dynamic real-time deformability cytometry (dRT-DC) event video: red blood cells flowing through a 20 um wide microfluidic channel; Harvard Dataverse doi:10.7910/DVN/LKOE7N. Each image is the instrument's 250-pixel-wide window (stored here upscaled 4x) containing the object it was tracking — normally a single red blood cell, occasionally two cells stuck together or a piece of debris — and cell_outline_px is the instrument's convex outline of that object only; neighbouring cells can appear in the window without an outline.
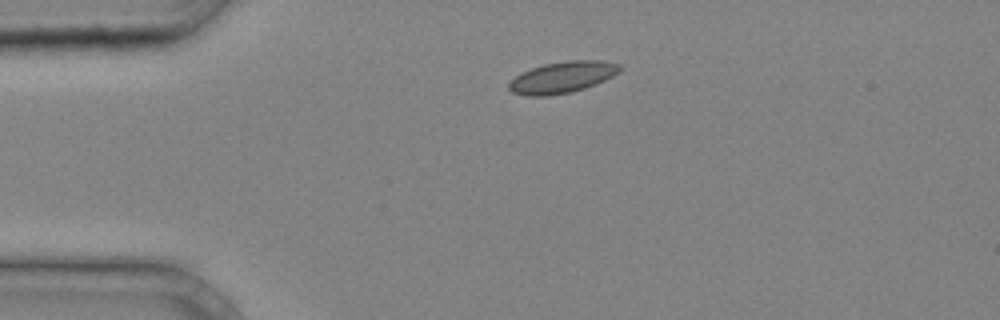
{"species": "common noctule bat (a hibernating species)", "species_latin": "Nyctalus noctula", "temperature_condition": "cold", "stored_images_in_passage": 12, "camera_frame_rate_fps": 3000, "um_per_image_px": 0.085, "animal": {"sex": "male", "body_mass_g": 20.4}, "frame": {"image": 1, "passage_image": 1, "time_ms": 0.0, "image_size_px": [1000, 320], "cell_outline_px": [[624, 68], [620, 72], [596, 84], [572, 92], [548, 96], [528, 96], [512, 92], [508, 88], [508, 84], [516, 76], [532, 68], [544, 64], [568, 60], [600, 60], [620, 64]], "centroid_in_image_um": [47.84, 6.56], "position_along_channel_um": 37.2, "area_um2": 20.29}}
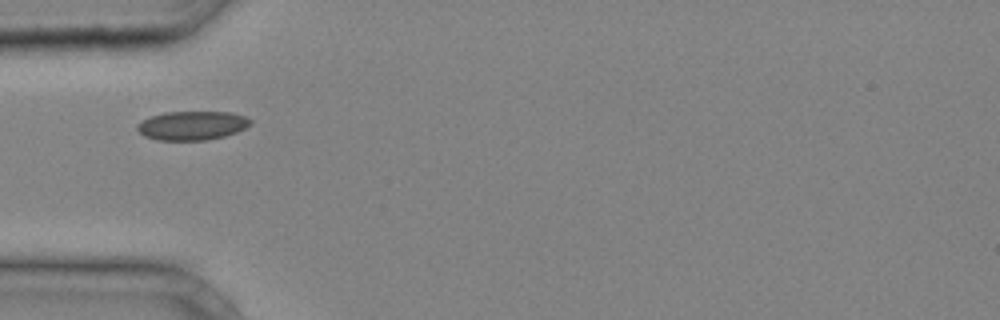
{"frame": {"image": 2, "passage_image": 5, "time_ms": 1.333, "image_size_px": [1000, 320], "cell_outline_px": [[252, 124], [236, 132], [224, 136], [208, 140], [156, 140], [144, 136], [136, 128], [136, 124], [152, 116], [164, 112], [232, 112], [244, 116], [252, 120]], "centroid_in_image_um": [16.33, 10.67], "position_along_channel_um": 68.7, "area_um2": 19.07}}
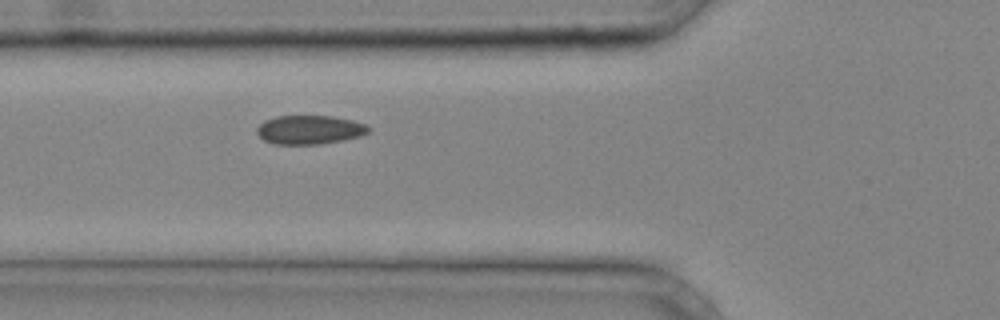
{"frame": {"image": 3, "passage_image": 7, "time_ms": 2.0, "image_size_px": [1000, 320], "cell_outline_px": [[372, 128], [368, 132], [360, 136], [344, 140], [320, 144], [276, 144], [264, 140], [256, 132], [256, 128], [264, 120], [276, 116], [332, 116], [352, 120], [364, 124]], "centroid_in_image_um": [26.31, 11.03], "position_along_channel_um": 99.5, "area_um2": 18.79}}